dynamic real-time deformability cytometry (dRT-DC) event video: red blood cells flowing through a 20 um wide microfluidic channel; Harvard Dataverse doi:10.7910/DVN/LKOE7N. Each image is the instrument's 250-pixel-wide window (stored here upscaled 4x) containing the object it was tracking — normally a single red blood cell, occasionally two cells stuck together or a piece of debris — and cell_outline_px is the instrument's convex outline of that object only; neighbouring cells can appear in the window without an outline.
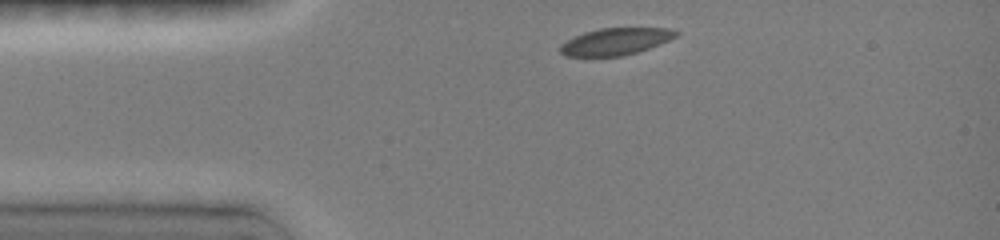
{"species": "common noctule bat (a hibernating species)", "species_latin": "Nyctalus noctula", "temperature_condition": "room temperature", "stored_images_in_passage": 4, "camera_frame_rate_fps": 3000, "um_per_image_px": 0.085, "animal": {"sex": "female", "body_mass_g": 19.0, "forearm_length_mm": 51.5}, "frame": {"image": 1, "passage_image": 1, "time_ms": 0.0, "image_size_px": [1000, 240], "cell_outline_px": [[680, 32], [676, 36], [668, 40], [648, 48], [636, 52], [620, 56], [568, 56], [560, 52], [560, 44], [584, 32], [600, 28], [668, 28]], "centroid_in_image_um": [52.31, 3.52], "position_along_channel_um": 32.7, "area_um2": 17.86}}